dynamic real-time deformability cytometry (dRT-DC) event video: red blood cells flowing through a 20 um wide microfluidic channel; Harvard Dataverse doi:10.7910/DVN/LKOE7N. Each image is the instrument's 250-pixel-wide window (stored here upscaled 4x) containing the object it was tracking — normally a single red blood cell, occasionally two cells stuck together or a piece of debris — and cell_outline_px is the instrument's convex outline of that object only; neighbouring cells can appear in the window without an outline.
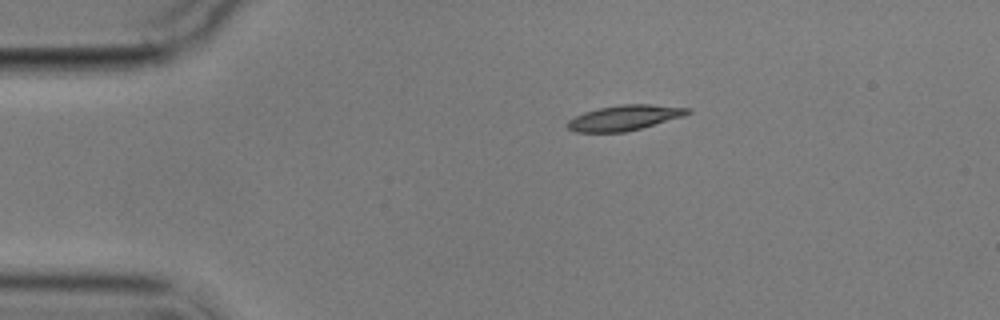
{"species": "common noctule bat (a hibernating species)", "species_latin": "Nyctalus noctula", "temperature_condition": "cold", "stored_images_in_passage": 12, "camera_frame_rate_fps": 3000, "um_per_image_px": 0.085, "animal": {"sex": "male", "body_mass_g": 17.9}, "frame": {"image": 1, "passage_image": 1, "time_ms": 0.0, "image_size_px": [1000, 320], "cell_outline_px": [[692, 112], [684, 116], [640, 128], [624, 132], [576, 132], [568, 128], [564, 124], [568, 120], [584, 112], [600, 108], [624, 104], [652, 104], [692, 108]], "centroid_in_image_um": [53.09, 10.0], "position_along_channel_um": 31.9, "area_um2": 17.63}}
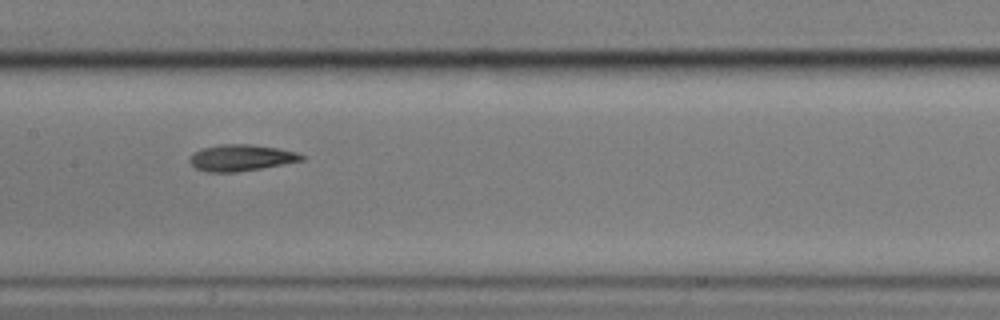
{"frame": {"image": 2, "passage_image": 5, "time_ms": 5.667, "image_size_px": [1000, 320], "cell_outline_px": [[304, 160], [284, 164], [236, 172], [208, 172], [196, 168], [188, 160], [196, 152], [204, 148], [224, 144], [252, 144], [276, 148], [296, 152], [304, 156]], "centroid_in_image_um": [20.52, 13.41], "position_along_channel_um": 186.9, "area_um2": 16.88}}
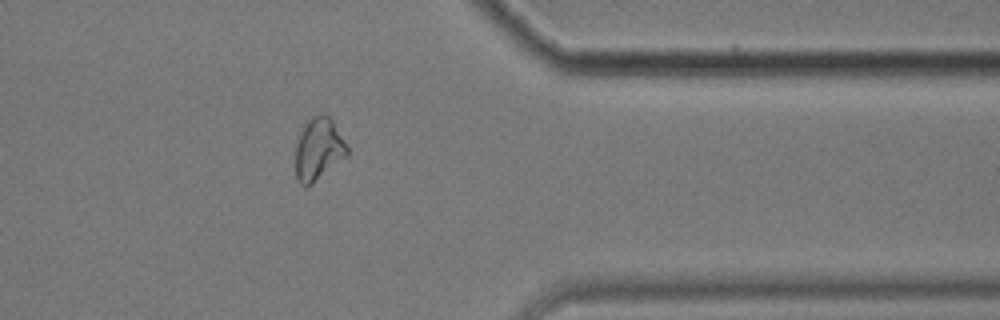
{"frame": {"image": 3, "passage_image": 10, "time_ms": 11.667, "image_size_px": [1000, 320], "cell_outline_px": [[348, 152], [344, 156], [312, 184], [304, 188], [296, 180], [296, 144], [300, 132], [308, 120], [312, 116], [320, 112], [328, 116], [332, 120], [348, 148]], "centroid_in_image_um": [27.02, 12.67], "position_along_channel_um": 384.4, "area_um2": 18.38}, "authors_computed_cell_mechanics": {"area_um2": 16.9643, "velocity_mm_per_s": 3.5167, "shape_relaxation_time_tau1_ms": null, "shape_relaxation_time_tau2_ms": 8.1513, "deformation_change_tau1": null, "deformation_change_tau2": 0.1521}}